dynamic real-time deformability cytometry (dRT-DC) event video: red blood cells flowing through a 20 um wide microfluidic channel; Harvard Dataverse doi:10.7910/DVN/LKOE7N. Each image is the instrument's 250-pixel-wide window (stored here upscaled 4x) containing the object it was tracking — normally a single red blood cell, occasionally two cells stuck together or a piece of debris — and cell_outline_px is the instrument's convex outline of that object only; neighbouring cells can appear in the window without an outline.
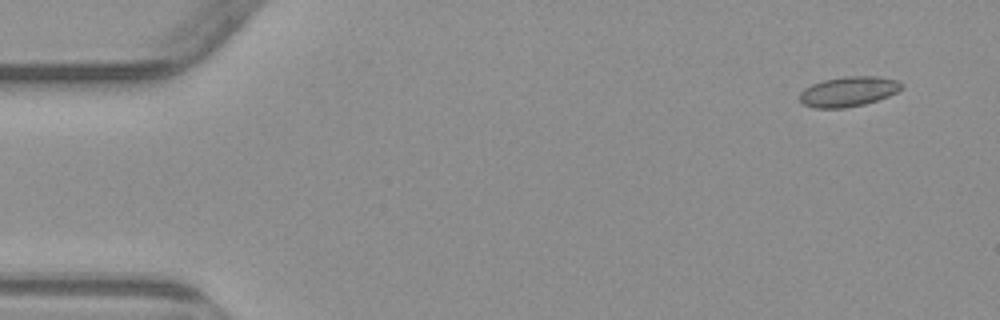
{"species": "common noctule bat (a hibernating species)", "species_latin": "Nyctalus noctula", "temperature_condition": "warm", "stored_images_in_passage": 4, "camera_frame_rate_fps": 3000, "um_per_image_px": 0.085, "animal": {"sex": "male", "body_mass_g": 23.1, "forearm_length_mm": 52.7}, "frame": {"image": 1, "passage_image": 1, "time_ms": 0.0, "image_size_px": [1000, 320], "cell_outline_px": [[904, 88], [888, 96], [864, 104], [844, 108], [812, 108], [804, 104], [800, 100], [800, 92], [804, 88], [812, 84], [824, 80], [844, 76], [876, 76], [900, 80], [904, 84]], "centroid_in_image_um": [72.14, 7.77], "position_along_channel_um": 12.9, "area_um2": 17.92}}
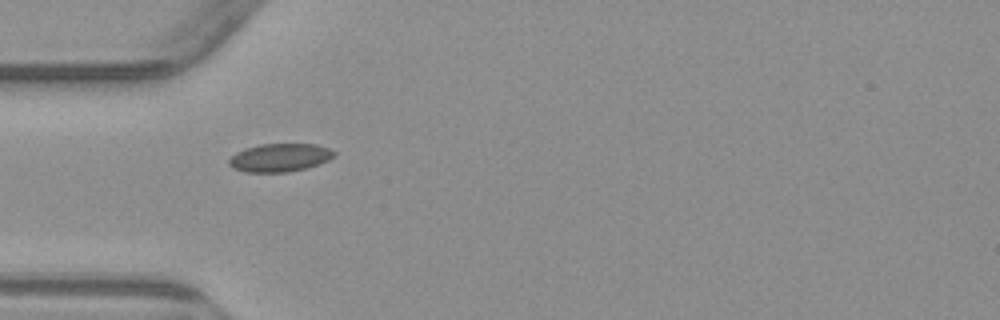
{"frame": {"image": 2, "passage_image": 4, "time_ms": 4.333, "image_size_px": [1000, 320], "cell_outline_px": [[336, 152], [328, 160], [304, 168], [288, 172], [244, 172], [232, 168], [228, 164], [228, 160], [236, 152], [244, 148], [260, 144], [316, 144], [328, 148]], "centroid_in_image_um": [23.72, 13.39], "position_along_channel_um": 61.3, "area_um2": 17.17}}